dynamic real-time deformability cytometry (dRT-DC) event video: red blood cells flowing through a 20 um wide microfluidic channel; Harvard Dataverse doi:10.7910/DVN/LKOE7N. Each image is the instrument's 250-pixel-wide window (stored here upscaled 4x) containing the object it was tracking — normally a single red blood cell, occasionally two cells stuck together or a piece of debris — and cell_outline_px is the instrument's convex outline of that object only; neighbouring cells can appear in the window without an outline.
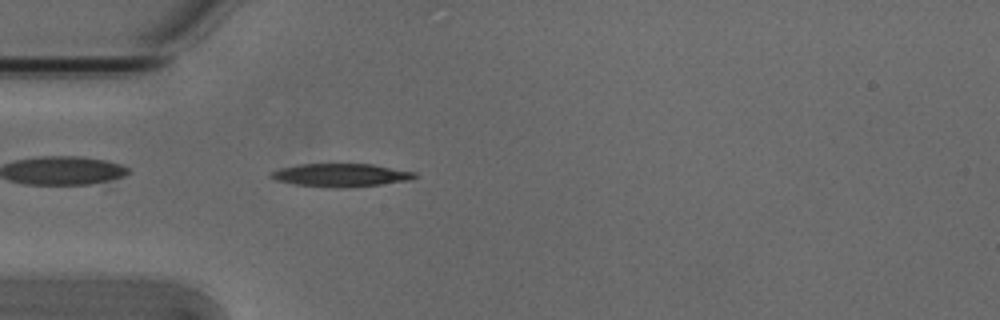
{"species": "Egyptian fruit bat (a non-hibernating species)", "species_latin": "Rousettus aegyptiacus", "temperature_condition": "cold", "stored_images_in_passage": 3, "camera_frame_rate_fps": 3000, "um_per_image_px": 0.085, "animal": {"sex": "male"}, "frame": {"image": 1, "passage_image": 3, "time_ms": 0.667, "image_size_px": [1000, 320], "cell_outline_px": [[420, 176], [412, 180], [380, 184], [344, 188], [332, 188], [296, 184], [276, 180], [268, 176], [272, 172], [280, 168], [300, 164], [372, 164], [416, 172]], "centroid_in_image_um": [29.02, 14.89], "position_along_channel_um": 56.0, "area_um2": 19.42}}